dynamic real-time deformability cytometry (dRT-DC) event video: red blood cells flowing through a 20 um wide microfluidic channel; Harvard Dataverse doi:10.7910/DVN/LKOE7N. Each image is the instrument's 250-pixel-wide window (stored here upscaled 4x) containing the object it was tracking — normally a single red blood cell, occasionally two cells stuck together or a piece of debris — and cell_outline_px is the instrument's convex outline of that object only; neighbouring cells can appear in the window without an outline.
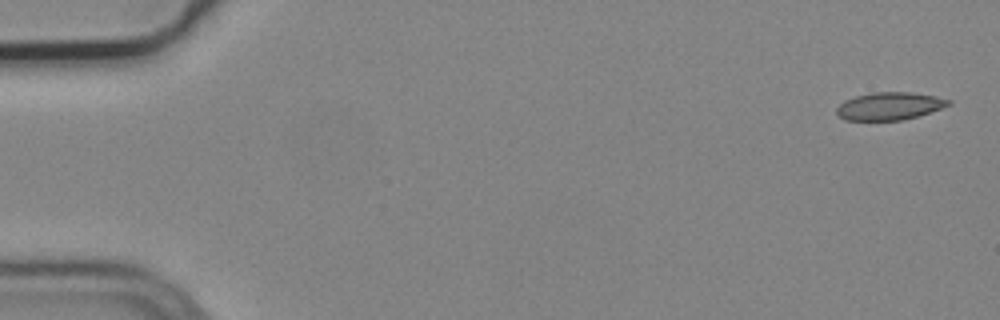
{"species": "common noctule bat (a hibernating species)", "species_latin": "Nyctalus noctula", "temperature_condition": "cold", "stored_images_in_passage": 5, "camera_frame_rate_fps": 3000, "um_per_image_px": 0.085, "animal": {"sex": "male", "body_mass_g": 19.2, "forearm_length_mm": 51.8}, "frame": {"image": 1, "passage_image": 1, "time_ms": 0.0, "image_size_px": [1000, 320], "cell_outline_px": [[952, 104], [916, 116], [900, 120], [844, 120], [836, 112], [836, 108], [844, 100], [856, 96], [872, 92], [912, 92], [936, 96], [952, 100]], "centroid_in_image_um": [75.6, 9.0], "position_along_channel_um": 9.4, "area_um2": 17.92}}
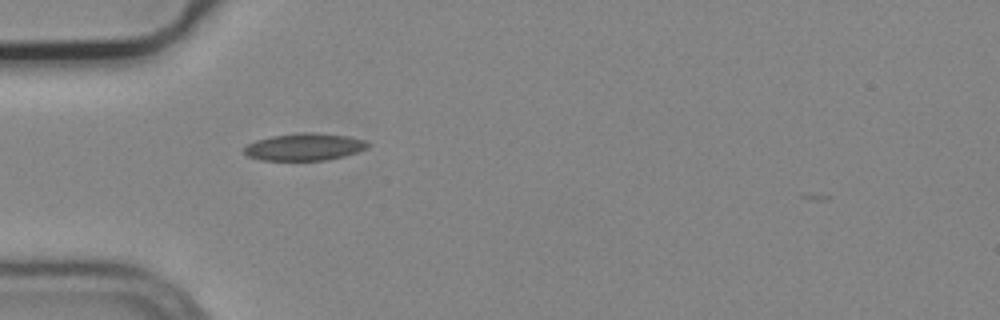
{"frame": {"image": 2, "passage_image": 5, "time_ms": 1.333, "image_size_px": [1000, 320], "cell_outline_px": [[368, 148], [344, 156], [324, 160], [260, 160], [248, 156], [244, 152], [244, 148], [248, 144], [256, 140], [272, 136], [304, 132], [316, 132], [348, 136], [364, 140], [368, 144]], "centroid_in_image_um": [25.87, 12.48], "position_along_channel_um": 59.1, "area_um2": 19.48}}